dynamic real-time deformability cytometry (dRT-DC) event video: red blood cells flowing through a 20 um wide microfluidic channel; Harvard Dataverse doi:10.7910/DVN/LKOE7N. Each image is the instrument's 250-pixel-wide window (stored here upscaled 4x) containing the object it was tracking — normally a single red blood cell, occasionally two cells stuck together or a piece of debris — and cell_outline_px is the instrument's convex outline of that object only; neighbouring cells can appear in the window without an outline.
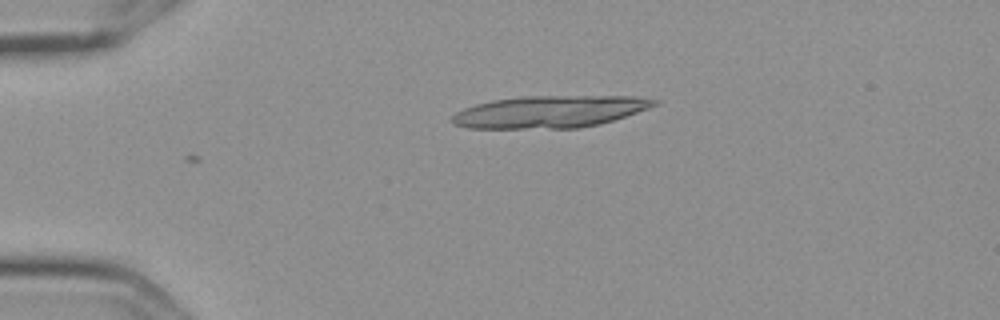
{"species": "Egyptian fruit bat (a non-hibernating species)", "species_latin": "Rousettus aegyptiacus", "temperature_condition": "cold", "stored_images_in_passage": 3, "camera_frame_rate_fps": 3000, "um_per_image_px": 0.085, "frame": {"image": 1, "passage_image": 3, "time_ms": 0.667, "image_size_px": [1000, 320], "cell_outline_px": [[660, 100], [656, 104], [648, 108], [600, 124], [576, 128], [468, 128], [452, 124], [448, 120], [456, 112], [464, 108], [476, 104], [492, 100], [524, 96], [636, 96]], "centroid_in_image_um": [46.68, 9.49], "position_along_channel_um": 38.3, "area_um2": 37.74}}